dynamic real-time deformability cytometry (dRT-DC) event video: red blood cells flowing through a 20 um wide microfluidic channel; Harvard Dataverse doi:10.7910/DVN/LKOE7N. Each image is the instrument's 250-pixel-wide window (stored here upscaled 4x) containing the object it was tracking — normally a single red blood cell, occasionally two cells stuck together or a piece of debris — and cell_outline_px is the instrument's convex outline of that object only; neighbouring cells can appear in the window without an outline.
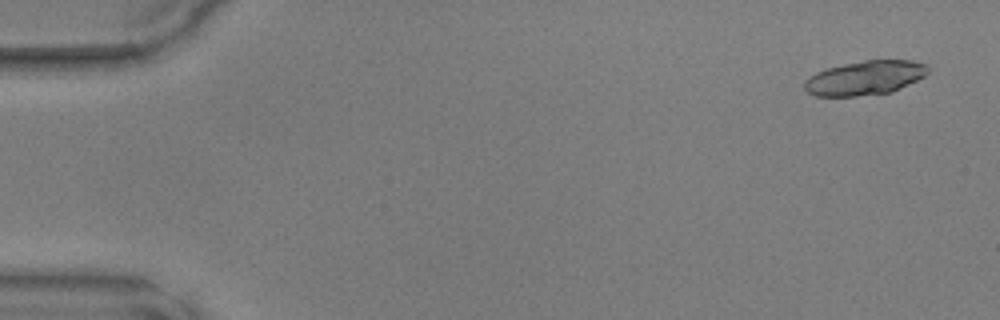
{"species": "common noctule bat (a hibernating species)", "species_latin": "Nyctalus noctula", "temperature_condition": "warm", "stored_images_in_passage": 46, "camera_frame_rate_fps": 3000, "um_per_image_px": 0.085, "animal": {"sex": "male", "body_mass_g": 17.9, "forearm_length_mm": 54.2}, "frame": {"image": 1, "passage_image": 1, "time_ms": 0.0, "image_size_px": [1000, 320], "cell_outline_px": [[928, 72], [924, 76], [892, 92], [856, 96], [816, 96], [808, 92], [804, 88], [804, 84], [816, 72], [828, 68], [844, 64], [864, 60], [912, 60], [928, 64]], "centroid_in_image_um": [73.56, 6.61], "position_along_channel_um": 11.4, "area_um2": 24.39}}
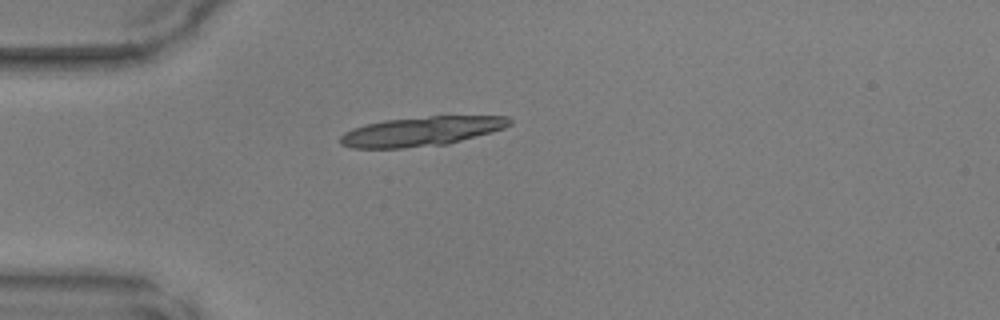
{"frame": {"image": 2, "passage_image": 12, "time_ms": 3.667, "image_size_px": [1000, 320], "cell_outline_px": [[512, 124], [504, 128], [492, 132], [448, 144], [404, 148], [352, 148], [340, 144], [340, 136], [344, 132], [352, 128], [384, 120], [428, 116], [508, 116], [512, 120]], "centroid_in_image_um": [35.83, 11.16], "position_along_channel_um": 49.2, "area_um2": 29.07}}